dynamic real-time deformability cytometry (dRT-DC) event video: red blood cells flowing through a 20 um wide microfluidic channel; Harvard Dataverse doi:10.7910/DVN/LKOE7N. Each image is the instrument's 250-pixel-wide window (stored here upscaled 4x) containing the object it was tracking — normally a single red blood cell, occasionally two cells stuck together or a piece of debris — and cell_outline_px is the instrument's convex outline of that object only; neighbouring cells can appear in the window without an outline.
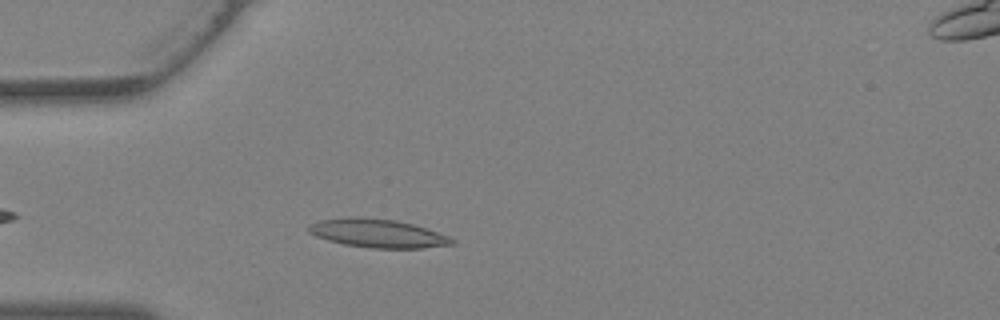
{"species": "Egyptian fruit bat (a non-hibernating species)", "species_latin": "Rousettus aegyptiacus", "temperature_condition": "warm", "stored_images_in_passage": 28, "camera_frame_rate_fps": 3000, "um_per_image_px": 0.085, "animal": {"sex": "female"}, "frame": {"image": 1, "passage_image": 4, "time_ms": 1.0, "image_size_px": [1000, 320], "cell_outline_px": [[456, 244], [420, 248], [372, 248], [344, 244], [328, 240], [316, 236], [308, 232], [308, 224], [320, 220], [356, 216], [360, 216], [396, 220], [412, 224], [448, 236], [456, 240]], "centroid_in_image_um": [32.09, 19.82], "position_along_channel_um": 52.9, "area_um2": 23.76}}
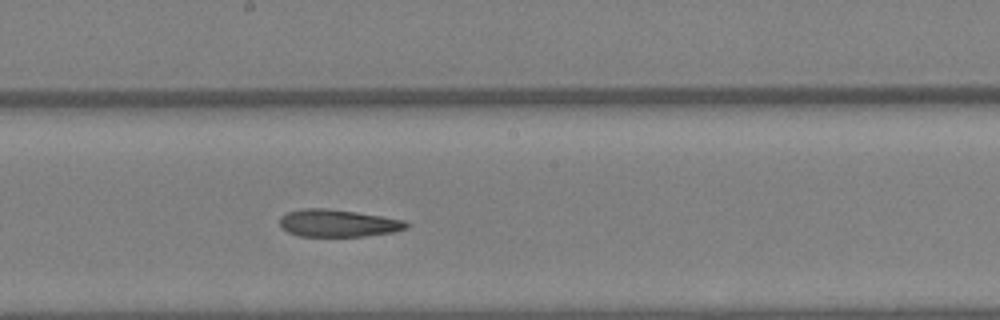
{"frame": {"image": 2, "passage_image": 14, "time_ms": 4.333, "image_size_px": [1000, 320], "cell_outline_px": [[408, 228], [392, 232], [364, 236], [300, 236], [288, 232], [280, 228], [280, 216], [288, 212], [300, 208], [328, 208], [356, 212], [408, 220]], "centroid_in_image_um": [28.72, 18.96], "position_along_channel_um": 219.5, "area_um2": 20.35}}
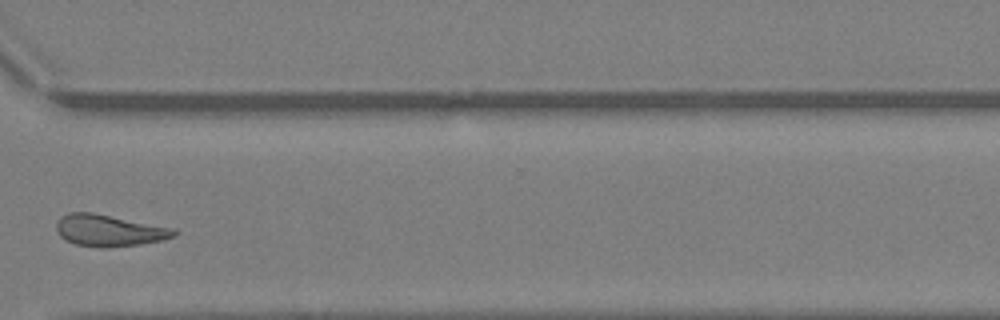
{"frame": {"image": 3, "passage_image": 22, "time_ms": 7.0, "image_size_px": [1000, 320], "cell_outline_px": [[176, 236], [164, 240], [140, 244], [104, 248], [100, 248], [76, 244], [60, 236], [56, 228], [56, 224], [60, 216], [68, 212], [92, 212], [176, 228]], "centroid_in_image_um": [9.3, 19.58], "position_along_channel_um": 361.3, "area_um2": 21.85}}